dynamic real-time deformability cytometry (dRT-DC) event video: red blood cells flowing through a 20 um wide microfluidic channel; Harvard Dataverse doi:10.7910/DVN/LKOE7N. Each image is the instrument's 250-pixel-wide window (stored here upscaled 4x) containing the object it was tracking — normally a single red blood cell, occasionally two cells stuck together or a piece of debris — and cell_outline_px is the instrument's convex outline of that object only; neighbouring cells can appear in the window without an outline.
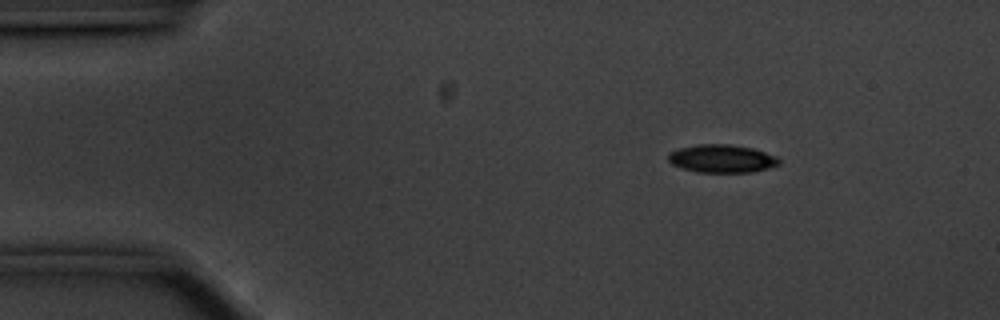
{"species": "common noctule bat (a hibernating species)", "species_latin": "Nyctalus noctula", "temperature_condition": "cold", "stored_images_in_passage": 49, "camera_frame_rate_fps": 3000, "um_per_image_px": 0.085, "animal": {"sex": "male", "body_mass_g": 20.1, "forearm_length_mm": 53.5}, "frame": {"image": 1, "passage_image": 1, "time_ms": 0.0, "image_size_px": [1000, 320], "cell_outline_px": [[780, 164], [768, 168], [752, 172], [696, 172], [680, 168], [672, 164], [668, 160], [668, 152], [680, 148], [700, 144], [728, 144], [752, 148], [776, 156], [780, 160]], "centroid_in_image_um": [61.33, 13.49], "position_along_channel_um": 23.7, "area_um2": 18.09}}
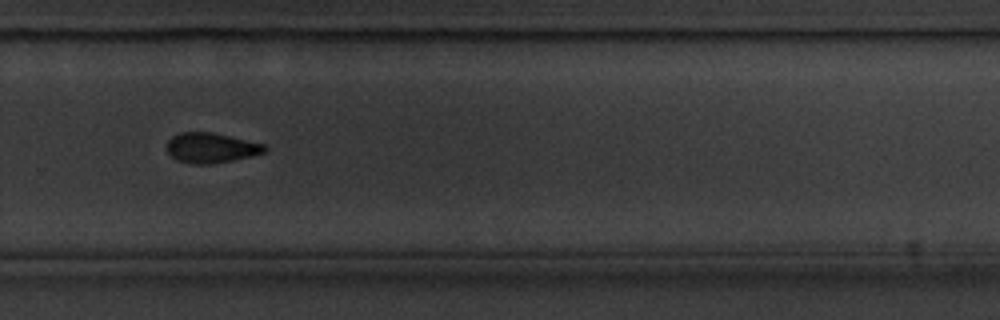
{"frame": {"image": 2, "passage_image": 31, "time_ms": 10.0, "image_size_px": [1000, 320], "cell_outline_px": [[268, 152], [252, 156], [212, 164], [188, 164], [176, 160], [168, 152], [168, 140], [172, 136], [180, 132], [212, 132], [264, 144], [268, 148]], "centroid_in_image_um": [17.96, 12.57], "position_along_channel_um": 311.8, "area_um2": 17.22}}
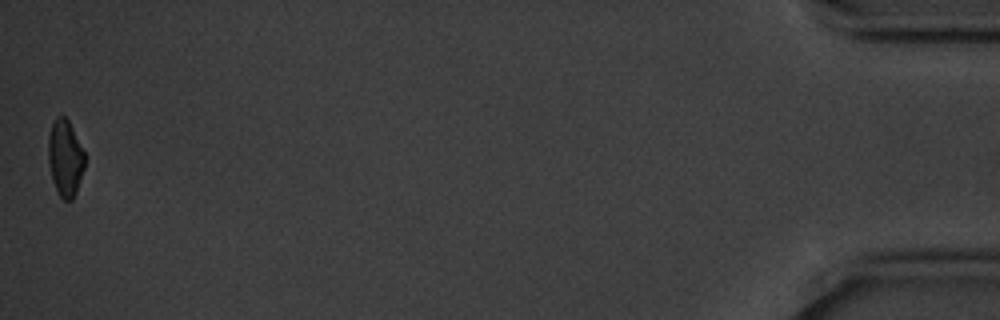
{"frame": {"image": 3, "passage_image": 49, "time_ms": 16.0, "image_size_px": [1000, 320], "cell_outline_px": [[84, 168], [76, 192], [72, 200], [64, 200], [60, 196], [52, 180], [48, 164], [48, 136], [52, 124], [56, 116], [64, 116], [68, 120], [84, 152]], "centroid_in_image_um": [5.52, 13.43], "position_along_channel_um": 429.7, "area_um2": 16.13}, "authors_computed_cell_mechanics": {"area_um2": 18.0336, "velocity_mm_per_s": 3.5511, "shape_relaxation_time_tau1_ms": 2.7448, "shape_relaxation_time_tau2_ms": 9.8709, "deformation_change_tau1": 0.1163, "deformation_change_tau2": 0.1547}}